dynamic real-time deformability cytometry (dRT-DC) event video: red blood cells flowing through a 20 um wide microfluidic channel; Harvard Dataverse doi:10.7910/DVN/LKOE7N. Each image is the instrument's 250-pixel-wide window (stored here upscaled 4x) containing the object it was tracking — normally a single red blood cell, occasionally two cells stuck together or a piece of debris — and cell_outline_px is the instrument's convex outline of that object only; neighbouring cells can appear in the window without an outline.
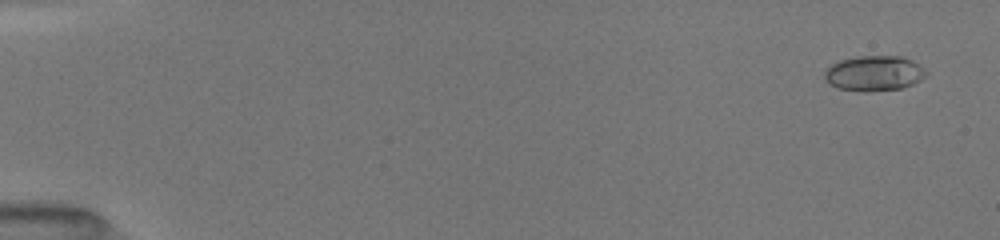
{"species": "common noctule bat (a hibernating species)", "species_latin": "Nyctalus noctula", "temperature_condition": "room temperature", "stored_images_in_passage": 23, "camera_frame_rate_fps": 3000, "um_per_image_px": 0.085, "animal": {"sex": "female", "body_mass_g": 19.5, "forearm_length_mm": 54.1}, "frame": {"image": 1, "passage_image": 2, "time_ms": 0.333, "image_size_px": [1000, 240], "cell_outline_px": [[928, 76], [912, 84], [900, 88], [864, 92], [860, 92], [836, 88], [828, 84], [824, 80], [824, 72], [832, 64], [840, 60], [856, 56], [900, 56], [912, 60], [924, 68], [928, 72]], "centroid_in_image_um": [74.28, 6.24], "position_along_channel_um": 10.7, "area_um2": 21.1}}
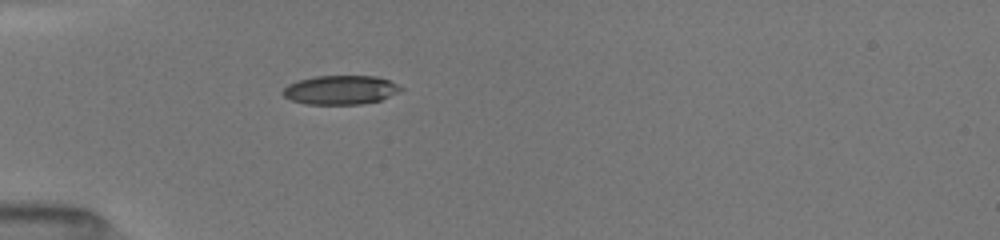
{"frame": {"image": 2, "passage_image": 12, "time_ms": 5.0, "image_size_px": [1000, 240], "cell_outline_px": [[404, 88], [400, 92], [380, 100], [360, 104], [304, 104], [292, 100], [284, 96], [280, 92], [288, 84], [296, 80], [316, 76], [376, 76], [388, 80]], "centroid_in_image_um": [28.92, 7.64], "position_along_channel_um": 56.1, "area_um2": 20.0}}
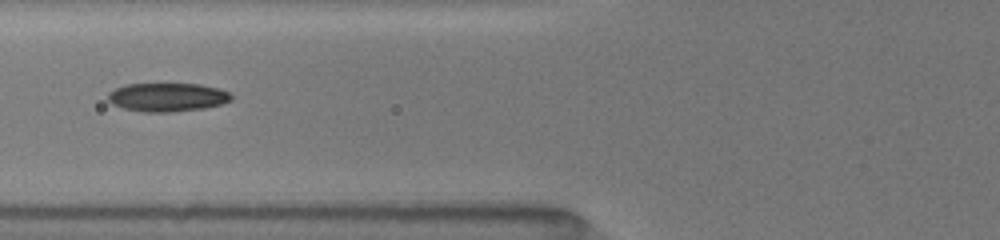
{"frame": {"image": 3, "passage_image": 20, "time_ms": 6.667, "image_size_px": [1000, 240], "cell_outline_px": [[232, 100], [220, 104], [204, 108], [168, 112], [144, 112], [124, 108], [112, 104], [108, 100], [108, 92], [124, 84], [200, 84], [220, 88], [228, 92], [232, 96]], "centroid_in_image_um": [14.22, 8.25], "position_along_channel_um": 111.6, "area_um2": 20.52}}